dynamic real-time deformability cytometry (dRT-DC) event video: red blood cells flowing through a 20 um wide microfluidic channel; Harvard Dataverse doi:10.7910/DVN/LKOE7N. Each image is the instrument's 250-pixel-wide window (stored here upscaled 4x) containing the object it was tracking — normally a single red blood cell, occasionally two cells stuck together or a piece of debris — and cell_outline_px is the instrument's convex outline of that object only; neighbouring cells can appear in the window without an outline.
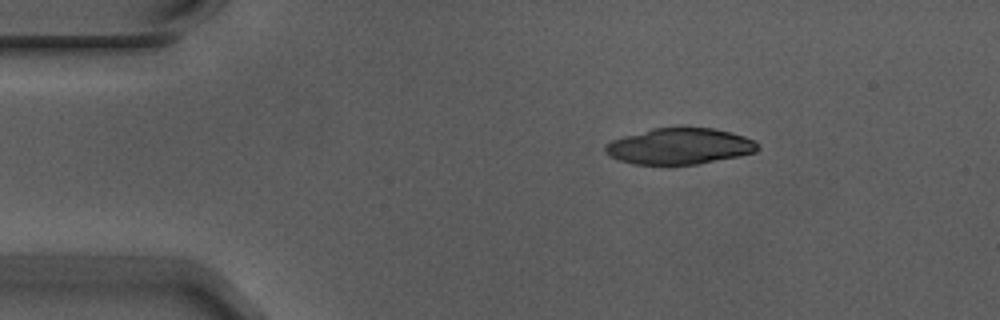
{"species": "Egyptian fruit bat (a non-hibernating species)", "species_latin": "Rousettus aegyptiacus", "temperature_condition": "warm", "stored_images_in_passage": 3, "camera_frame_rate_fps": 3000, "um_per_image_px": 0.085, "animal": {"sex": "male"}, "frame": {"image": 1, "passage_image": 1, "time_ms": 0.0, "image_size_px": [1000, 320], "cell_outline_px": [[760, 148], [756, 152], [740, 156], [700, 164], [632, 164], [608, 156], [604, 152], [604, 144], [612, 140], [624, 136], [652, 128], [712, 128], [732, 132], [756, 140]], "centroid_in_image_um": [57.78, 12.43], "position_along_channel_um": 27.2, "area_um2": 32.25}}